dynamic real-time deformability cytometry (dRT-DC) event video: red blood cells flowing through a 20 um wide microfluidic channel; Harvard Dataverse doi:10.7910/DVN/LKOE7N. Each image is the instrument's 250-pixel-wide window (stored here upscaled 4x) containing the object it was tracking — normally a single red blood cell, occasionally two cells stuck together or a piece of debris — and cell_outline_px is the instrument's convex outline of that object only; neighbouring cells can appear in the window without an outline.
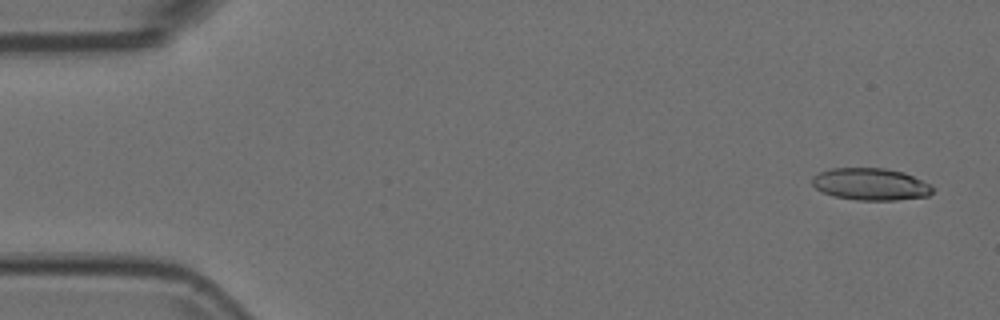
{"species": "Egyptian fruit bat (a non-hibernating species)", "species_latin": "Rousettus aegyptiacus", "temperature_condition": "room temperature", "stored_images_in_passage": 12, "camera_frame_rate_fps": 3000, "um_per_image_px": 0.085, "animal": {"sex": "female"}, "frame": {"image": 1, "passage_image": 3, "time_ms": 0.667, "image_size_px": [1000, 320], "cell_outline_px": [[932, 192], [928, 196], [896, 200], [856, 200], [832, 196], [816, 188], [812, 184], [812, 176], [820, 172], [832, 168], [884, 168], [904, 172], [928, 184], [932, 188]], "centroid_in_image_um": [73.96, 15.66], "position_along_channel_um": 11.0, "area_um2": 22.37}}